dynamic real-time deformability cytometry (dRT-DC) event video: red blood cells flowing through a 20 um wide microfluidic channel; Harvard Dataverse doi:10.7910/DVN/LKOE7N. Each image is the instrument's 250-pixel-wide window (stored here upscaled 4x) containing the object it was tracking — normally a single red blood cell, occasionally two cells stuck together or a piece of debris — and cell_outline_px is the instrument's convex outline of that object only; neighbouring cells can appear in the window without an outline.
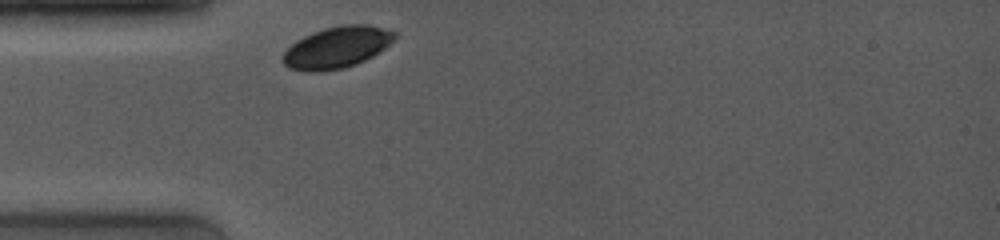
{"species": "common noctule bat (a hibernating species)", "species_latin": "Nyctalus noctula", "temperature_condition": "room temperature", "stored_images_in_passage": 22, "camera_frame_rate_fps": 4000, "um_per_image_px": 0.085, "animal": {"sex": "female", "body_mass_g": 19.0, "forearm_length_mm": 53.3}, "frame": {"image": 1, "passage_image": 1, "time_ms": 0.0, "image_size_px": [1000, 240], "cell_outline_px": [[396, 36], [384, 48], [372, 56], [356, 64], [344, 68], [320, 72], [304, 72], [288, 68], [284, 64], [284, 52], [296, 40], [312, 32], [324, 28], [340, 24], [368, 24], [396, 32]], "centroid_in_image_um": [28.61, 4.03], "position_along_channel_um": 56.4, "area_um2": 26.99}}
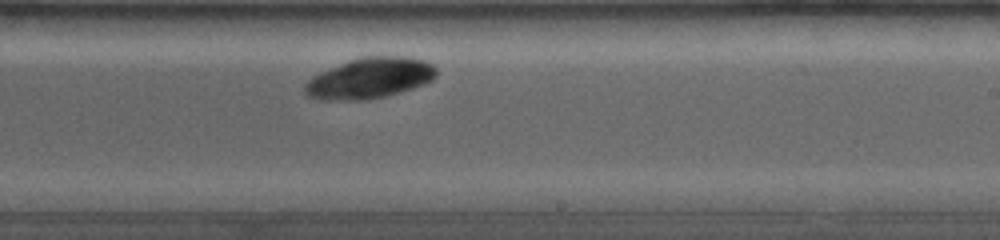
{"frame": {"image": 2, "passage_image": 11, "time_ms": 5.5, "image_size_px": [1000, 240], "cell_outline_px": [[436, 76], [432, 80], [424, 84], [412, 88], [384, 96], [368, 100], [316, 100], [308, 96], [304, 92], [304, 84], [312, 76], [320, 72], [348, 60], [364, 56], [404, 56], [424, 60], [432, 64], [436, 68]], "centroid_in_image_um": [31.39, 6.64], "position_along_channel_um": 257.6, "area_um2": 31.33}}
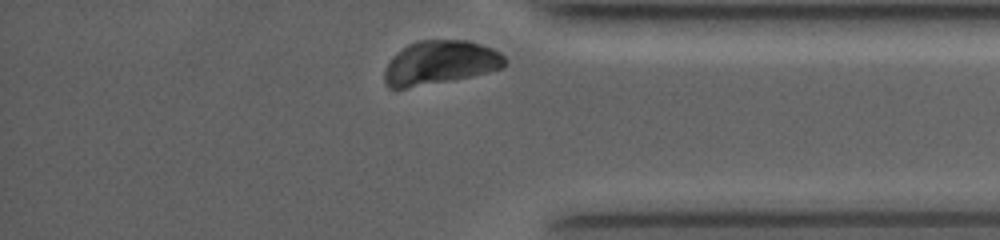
{"frame": {"image": 3, "passage_image": 22, "time_ms": 9.25, "image_size_px": [1000, 240], "cell_outline_px": [[508, 64], [504, 68], [472, 76], [408, 88], [388, 88], [384, 80], [384, 72], [392, 56], [408, 44], [420, 40], [468, 40], [492, 48], [500, 52], [508, 60]], "centroid_in_image_um": [37.44, 5.32], "position_along_channel_um": 397.8, "area_um2": 30.87}}